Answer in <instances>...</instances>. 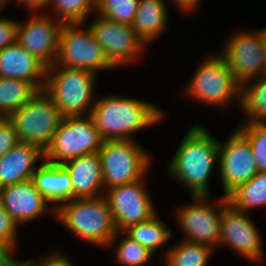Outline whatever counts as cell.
<instances>
[{
  "label": "cell",
  "mask_w": 266,
  "mask_h": 266,
  "mask_svg": "<svg viewBox=\"0 0 266 266\" xmlns=\"http://www.w3.org/2000/svg\"><path fill=\"white\" fill-rule=\"evenodd\" d=\"M84 23H63L59 32L58 54L55 64L98 73L113 68L91 28L82 30Z\"/></svg>",
  "instance_id": "9"
},
{
  "label": "cell",
  "mask_w": 266,
  "mask_h": 266,
  "mask_svg": "<svg viewBox=\"0 0 266 266\" xmlns=\"http://www.w3.org/2000/svg\"><path fill=\"white\" fill-rule=\"evenodd\" d=\"M248 212L240 211L229 203L222 210L221 237L219 246L227 245L251 262L264 258L262 241Z\"/></svg>",
  "instance_id": "15"
},
{
  "label": "cell",
  "mask_w": 266,
  "mask_h": 266,
  "mask_svg": "<svg viewBox=\"0 0 266 266\" xmlns=\"http://www.w3.org/2000/svg\"><path fill=\"white\" fill-rule=\"evenodd\" d=\"M18 25V21L0 16V50L17 42Z\"/></svg>",
  "instance_id": "34"
},
{
  "label": "cell",
  "mask_w": 266,
  "mask_h": 266,
  "mask_svg": "<svg viewBox=\"0 0 266 266\" xmlns=\"http://www.w3.org/2000/svg\"><path fill=\"white\" fill-rule=\"evenodd\" d=\"M2 9H3V8H2V4H1V1H0V11H2Z\"/></svg>",
  "instance_id": "41"
},
{
  "label": "cell",
  "mask_w": 266,
  "mask_h": 266,
  "mask_svg": "<svg viewBox=\"0 0 266 266\" xmlns=\"http://www.w3.org/2000/svg\"><path fill=\"white\" fill-rule=\"evenodd\" d=\"M138 4L139 0H96V11L108 20L132 25Z\"/></svg>",
  "instance_id": "29"
},
{
  "label": "cell",
  "mask_w": 266,
  "mask_h": 266,
  "mask_svg": "<svg viewBox=\"0 0 266 266\" xmlns=\"http://www.w3.org/2000/svg\"><path fill=\"white\" fill-rule=\"evenodd\" d=\"M15 251L13 247L0 244V266H15L19 262L13 258Z\"/></svg>",
  "instance_id": "36"
},
{
  "label": "cell",
  "mask_w": 266,
  "mask_h": 266,
  "mask_svg": "<svg viewBox=\"0 0 266 266\" xmlns=\"http://www.w3.org/2000/svg\"><path fill=\"white\" fill-rule=\"evenodd\" d=\"M89 27L102 46L107 59L116 67L135 62L145 45L137 37L132 25L121 24L99 15Z\"/></svg>",
  "instance_id": "13"
},
{
  "label": "cell",
  "mask_w": 266,
  "mask_h": 266,
  "mask_svg": "<svg viewBox=\"0 0 266 266\" xmlns=\"http://www.w3.org/2000/svg\"><path fill=\"white\" fill-rule=\"evenodd\" d=\"M55 217L72 234L106 248L114 246L117 237L124 234L117 231L112 211L104 196L67 201L55 209Z\"/></svg>",
  "instance_id": "3"
},
{
  "label": "cell",
  "mask_w": 266,
  "mask_h": 266,
  "mask_svg": "<svg viewBox=\"0 0 266 266\" xmlns=\"http://www.w3.org/2000/svg\"><path fill=\"white\" fill-rule=\"evenodd\" d=\"M46 75L47 66L17 42L0 50V77L25 80L42 90Z\"/></svg>",
  "instance_id": "18"
},
{
  "label": "cell",
  "mask_w": 266,
  "mask_h": 266,
  "mask_svg": "<svg viewBox=\"0 0 266 266\" xmlns=\"http://www.w3.org/2000/svg\"><path fill=\"white\" fill-rule=\"evenodd\" d=\"M124 235L115 248L117 261L123 266H143L147 264L153 254L126 234Z\"/></svg>",
  "instance_id": "31"
},
{
  "label": "cell",
  "mask_w": 266,
  "mask_h": 266,
  "mask_svg": "<svg viewBox=\"0 0 266 266\" xmlns=\"http://www.w3.org/2000/svg\"><path fill=\"white\" fill-rule=\"evenodd\" d=\"M210 196H193L194 202L180 207L175 213L176 221L185 235L182 240L215 249L220 243L222 210L228 201L222 195L217 201V209L216 204H210Z\"/></svg>",
  "instance_id": "10"
},
{
  "label": "cell",
  "mask_w": 266,
  "mask_h": 266,
  "mask_svg": "<svg viewBox=\"0 0 266 266\" xmlns=\"http://www.w3.org/2000/svg\"><path fill=\"white\" fill-rule=\"evenodd\" d=\"M70 174L73 199L103 196V177L99 153H91L62 164ZM102 190V191H101Z\"/></svg>",
  "instance_id": "20"
},
{
  "label": "cell",
  "mask_w": 266,
  "mask_h": 266,
  "mask_svg": "<svg viewBox=\"0 0 266 266\" xmlns=\"http://www.w3.org/2000/svg\"><path fill=\"white\" fill-rule=\"evenodd\" d=\"M103 141L91 115L66 116L44 150V160L63 164L82 155L98 153Z\"/></svg>",
  "instance_id": "7"
},
{
  "label": "cell",
  "mask_w": 266,
  "mask_h": 266,
  "mask_svg": "<svg viewBox=\"0 0 266 266\" xmlns=\"http://www.w3.org/2000/svg\"><path fill=\"white\" fill-rule=\"evenodd\" d=\"M49 5L62 23H84L88 14L96 11V0H48Z\"/></svg>",
  "instance_id": "28"
},
{
  "label": "cell",
  "mask_w": 266,
  "mask_h": 266,
  "mask_svg": "<svg viewBox=\"0 0 266 266\" xmlns=\"http://www.w3.org/2000/svg\"><path fill=\"white\" fill-rule=\"evenodd\" d=\"M187 85L184 95L208 106L225 108L234 98L240 100V85L221 53L206 57Z\"/></svg>",
  "instance_id": "6"
},
{
  "label": "cell",
  "mask_w": 266,
  "mask_h": 266,
  "mask_svg": "<svg viewBox=\"0 0 266 266\" xmlns=\"http://www.w3.org/2000/svg\"><path fill=\"white\" fill-rule=\"evenodd\" d=\"M226 42L221 56L226 60L240 86L246 81L265 75L263 28L257 31H239Z\"/></svg>",
  "instance_id": "11"
},
{
  "label": "cell",
  "mask_w": 266,
  "mask_h": 266,
  "mask_svg": "<svg viewBox=\"0 0 266 266\" xmlns=\"http://www.w3.org/2000/svg\"><path fill=\"white\" fill-rule=\"evenodd\" d=\"M218 161L225 197L238 185L251 180L258 172L252 147L238 129L227 142H219Z\"/></svg>",
  "instance_id": "14"
},
{
  "label": "cell",
  "mask_w": 266,
  "mask_h": 266,
  "mask_svg": "<svg viewBox=\"0 0 266 266\" xmlns=\"http://www.w3.org/2000/svg\"><path fill=\"white\" fill-rule=\"evenodd\" d=\"M238 127L252 147L258 172L266 171V125L264 123H244Z\"/></svg>",
  "instance_id": "30"
},
{
  "label": "cell",
  "mask_w": 266,
  "mask_h": 266,
  "mask_svg": "<svg viewBox=\"0 0 266 266\" xmlns=\"http://www.w3.org/2000/svg\"><path fill=\"white\" fill-rule=\"evenodd\" d=\"M15 266H33L32 262L28 260L19 261Z\"/></svg>",
  "instance_id": "39"
},
{
  "label": "cell",
  "mask_w": 266,
  "mask_h": 266,
  "mask_svg": "<svg viewBox=\"0 0 266 266\" xmlns=\"http://www.w3.org/2000/svg\"><path fill=\"white\" fill-rule=\"evenodd\" d=\"M263 41H264V51L266 55V28H263ZM265 75H266V62H265Z\"/></svg>",
  "instance_id": "40"
},
{
  "label": "cell",
  "mask_w": 266,
  "mask_h": 266,
  "mask_svg": "<svg viewBox=\"0 0 266 266\" xmlns=\"http://www.w3.org/2000/svg\"><path fill=\"white\" fill-rule=\"evenodd\" d=\"M167 13L164 0H139L132 28L144 45L166 30Z\"/></svg>",
  "instance_id": "22"
},
{
  "label": "cell",
  "mask_w": 266,
  "mask_h": 266,
  "mask_svg": "<svg viewBox=\"0 0 266 266\" xmlns=\"http://www.w3.org/2000/svg\"><path fill=\"white\" fill-rule=\"evenodd\" d=\"M226 197L231 206L248 213L253 207L266 206V171L257 172L251 180L238 185Z\"/></svg>",
  "instance_id": "26"
},
{
  "label": "cell",
  "mask_w": 266,
  "mask_h": 266,
  "mask_svg": "<svg viewBox=\"0 0 266 266\" xmlns=\"http://www.w3.org/2000/svg\"><path fill=\"white\" fill-rule=\"evenodd\" d=\"M98 153L105 191L145 178L152 159L133 140H105Z\"/></svg>",
  "instance_id": "5"
},
{
  "label": "cell",
  "mask_w": 266,
  "mask_h": 266,
  "mask_svg": "<svg viewBox=\"0 0 266 266\" xmlns=\"http://www.w3.org/2000/svg\"><path fill=\"white\" fill-rule=\"evenodd\" d=\"M96 129L105 140H133L140 129L160 123L165 115L151 102L111 95L97 99L90 114Z\"/></svg>",
  "instance_id": "2"
},
{
  "label": "cell",
  "mask_w": 266,
  "mask_h": 266,
  "mask_svg": "<svg viewBox=\"0 0 266 266\" xmlns=\"http://www.w3.org/2000/svg\"><path fill=\"white\" fill-rule=\"evenodd\" d=\"M239 106L246 116L245 123H264L266 120V75L249 80L240 86Z\"/></svg>",
  "instance_id": "23"
},
{
  "label": "cell",
  "mask_w": 266,
  "mask_h": 266,
  "mask_svg": "<svg viewBox=\"0 0 266 266\" xmlns=\"http://www.w3.org/2000/svg\"><path fill=\"white\" fill-rule=\"evenodd\" d=\"M95 79L90 71L53 64L47 67L43 90L63 117L90 115L96 102Z\"/></svg>",
  "instance_id": "4"
},
{
  "label": "cell",
  "mask_w": 266,
  "mask_h": 266,
  "mask_svg": "<svg viewBox=\"0 0 266 266\" xmlns=\"http://www.w3.org/2000/svg\"><path fill=\"white\" fill-rule=\"evenodd\" d=\"M38 91L31 82L0 77V117L8 118Z\"/></svg>",
  "instance_id": "24"
},
{
  "label": "cell",
  "mask_w": 266,
  "mask_h": 266,
  "mask_svg": "<svg viewBox=\"0 0 266 266\" xmlns=\"http://www.w3.org/2000/svg\"><path fill=\"white\" fill-rule=\"evenodd\" d=\"M219 160V141L205 128L193 125L186 132L168 165V174L185 185L192 196H208V181Z\"/></svg>",
  "instance_id": "1"
},
{
  "label": "cell",
  "mask_w": 266,
  "mask_h": 266,
  "mask_svg": "<svg viewBox=\"0 0 266 266\" xmlns=\"http://www.w3.org/2000/svg\"><path fill=\"white\" fill-rule=\"evenodd\" d=\"M19 142L12 122L8 118L0 117V157Z\"/></svg>",
  "instance_id": "33"
},
{
  "label": "cell",
  "mask_w": 266,
  "mask_h": 266,
  "mask_svg": "<svg viewBox=\"0 0 266 266\" xmlns=\"http://www.w3.org/2000/svg\"><path fill=\"white\" fill-rule=\"evenodd\" d=\"M213 247L182 240L164 250L165 266H206Z\"/></svg>",
  "instance_id": "27"
},
{
  "label": "cell",
  "mask_w": 266,
  "mask_h": 266,
  "mask_svg": "<svg viewBox=\"0 0 266 266\" xmlns=\"http://www.w3.org/2000/svg\"><path fill=\"white\" fill-rule=\"evenodd\" d=\"M17 223L10 217L5 208L0 204V244L13 247L17 244Z\"/></svg>",
  "instance_id": "32"
},
{
  "label": "cell",
  "mask_w": 266,
  "mask_h": 266,
  "mask_svg": "<svg viewBox=\"0 0 266 266\" xmlns=\"http://www.w3.org/2000/svg\"><path fill=\"white\" fill-rule=\"evenodd\" d=\"M41 158L44 151L39 146L19 142L0 157V188L32 179Z\"/></svg>",
  "instance_id": "19"
},
{
  "label": "cell",
  "mask_w": 266,
  "mask_h": 266,
  "mask_svg": "<svg viewBox=\"0 0 266 266\" xmlns=\"http://www.w3.org/2000/svg\"><path fill=\"white\" fill-rule=\"evenodd\" d=\"M33 266H74L72 262L65 256L63 253H59V251H53L46 259L43 260L38 259H29Z\"/></svg>",
  "instance_id": "35"
},
{
  "label": "cell",
  "mask_w": 266,
  "mask_h": 266,
  "mask_svg": "<svg viewBox=\"0 0 266 266\" xmlns=\"http://www.w3.org/2000/svg\"><path fill=\"white\" fill-rule=\"evenodd\" d=\"M8 119L12 122L20 142L37 145L44 151L53 139L63 116L51 97L42 89Z\"/></svg>",
  "instance_id": "8"
},
{
  "label": "cell",
  "mask_w": 266,
  "mask_h": 266,
  "mask_svg": "<svg viewBox=\"0 0 266 266\" xmlns=\"http://www.w3.org/2000/svg\"><path fill=\"white\" fill-rule=\"evenodd\" d=\"M48 203L32 179L0 188V204L17 225L39 218Z\"/></svg>",
  "instance_id": "17"
},
{
  "label": "cell",
  "mask_w": 266,
  "mask_h": 266,
  "mask_svg": "<svg viewBox=\"0 0 266 266\" xmlns=\"http://www.w3.org/2000/svg\"><path fill=\"white\" fill-rule=\"evenodd\" d=\"M201 1L202 0H172V2L177 5V8L179 6V8H181L180 10H183V12L185 11L186 13L192 10L194 11Z\"/></svg>",
  "instance_id": "38"
},
{
  "label": "cell",
  "mask_w": 266,
  "mask_h": 266,
  "mask_svg": "<svg viewBox=\"0 0 266 266\" xmlns=\"http://www.w3.org/2000/svg\"><path fill=\"white\" fill-rule=\"evenodd\" d=\"M167 227L156 213L150 219L131 225L123 232L154 254L171 239L172 231Z\"/></svg>",
  "instance_id": "25"
},
{
  "label": "cell",
  "mask_w": 266,
  "mask_h": 266,
  "mask_svg": "<svg viewBox=\"0 0 266 266\" xmlns=\"http://www.w3.org/2000/svg\"><path fill=\"white\" fill-rule=\"evenodd\" d=\"M26 22H19L17 43L47 67L52 66L57 59L59 32L63 23L40 12L33 13Z\"/></svg>",
  "instance_id": "16"
},
{
  "label": "cell",
  "mask_w": 266,
  "mask_h": 266,
  "mask_svg": "<svg viewBox=\"0 0 266 266\" xmlns=\"http://www.w3.org/2000/svg\"><path fill=\"white\" fill-rule=\"evenodd\" d=\"M0 1L2 4V8H4V6L6 4H8L11 0H0ZM17 1L21 5L24 4L26 7L33 10V11H31L33 13L35 11L37 12L38 10H42V9L46 8L47 4H48V0H17Z\"/></svg>",
  "instance_id": "37"
},
{
  "label": "cell",
  "mask_w": 266,
  "mask_h": 266,
  "mask_svg": "<svg viewBox=\"0 0 266 266\" xmlns=\"http://www.w3.org/2000/svg\"><path fill=\"white\" fill-rule=\"evenodd\" d=\"M32 180L40 194L49 202L56 203L50 211L55 215V209L61 204L73 199V185L70 174L62 164H52L43 159Z\"/></svg>",
  "instance_id": "21"
},
{
  "label": "cell",
  "mask_w": 266,
  "mask_h": 266,
  "mask_svg": "<svg viewBox=\"0 0 266 266\" xmlns=\"http://www.w3.org/2000/svg\"><path fill=\"white\" fill-rule=\"evenodd\" d=\"M119 185L104 191L118 232L150 219L157 212L145 188L144 180Z\"/></svg>",
  "instance_id": "12"
}]
</instances>
